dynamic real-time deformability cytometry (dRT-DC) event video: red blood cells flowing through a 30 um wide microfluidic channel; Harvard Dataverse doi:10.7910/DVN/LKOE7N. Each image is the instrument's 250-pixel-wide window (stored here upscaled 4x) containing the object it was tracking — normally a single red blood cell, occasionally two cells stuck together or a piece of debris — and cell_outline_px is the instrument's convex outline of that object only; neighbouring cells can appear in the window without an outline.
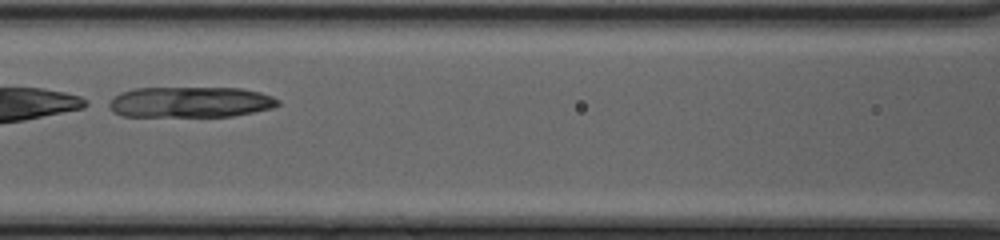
{"species": "common noctule bat (a hibernating species)", "species_latin": "Nyctalus noctula", "temperature_condition": "cold", "stored_images_in_passage": 30, "camera_frame_rate_fps": 3000, "um_per_image_px": 0.085, "animal": {"sex": "female", "body_mass_g": 20.0, "forearm_length_mm": 54.0}, "frame": {"image": 1, "passage_image": 14, "time_ms": 4.333, "image_size_px": [1000, 240], "cell_outline_px": [[280, 104], [272, 108], [232, 116], [124, 116], [112, 112], [104, 104], [120, 92], [136, 88], [240, 88], [260, 92], [272, 96], [280, 100]], "centroid_in_image_um": [16.13, 8.68], "position_along_channel_um": 150.5, "area_um2": 30.46}}
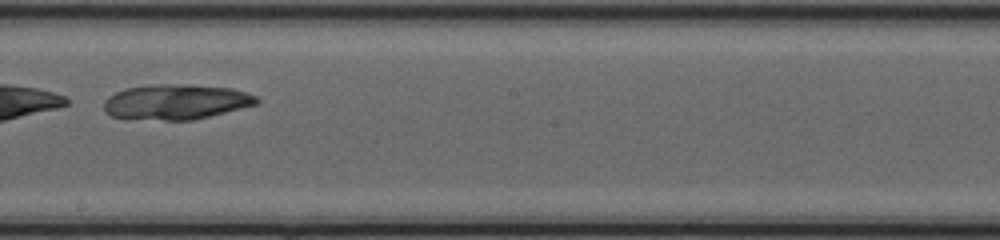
{"frame": {"image": 2, "passage_image": 20, "time_ms": 6.333, "image_size_px": [1000, 240], "cell_outline_px": [[260, 100], [256, 104], [192, 120], [164, 120], [112, 116], [104, 112], [104, 100], [108, 96], [124, 88], [148, 84], [180, 84], [232, 88], [256, 96]], "centroid_in_image_um": [14.91, 8.64], "position_along_channel_um": 233.3, "area_um2": 31.04}}
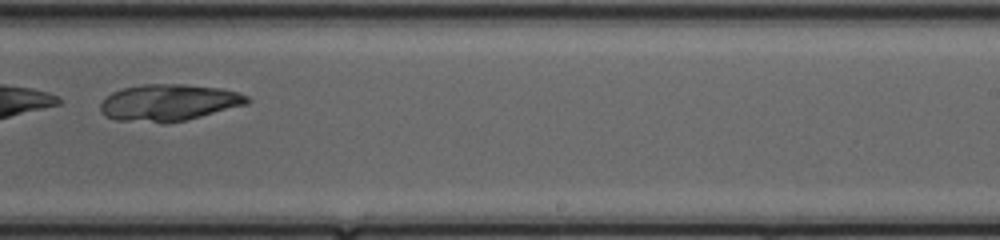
{"frame": {"image": 3, "passage_image": 23, "time_ms": 7.333, "image_size_px": [1000, 240], "cell_outline_px": [[252, 100], [248, 104], [184, 120], [164, 124], [160, 124], [116, 120], [104, 116], [100, 112], [100, 104], [112, 92], [124, 88], [144, 84], [184, 84], [220, 88], [236, 92], [248, 96]], "centroid_in_image_um": [14.33, 8.73], "position_along_channel_um": 274.7, "area_um2": 31.5}}